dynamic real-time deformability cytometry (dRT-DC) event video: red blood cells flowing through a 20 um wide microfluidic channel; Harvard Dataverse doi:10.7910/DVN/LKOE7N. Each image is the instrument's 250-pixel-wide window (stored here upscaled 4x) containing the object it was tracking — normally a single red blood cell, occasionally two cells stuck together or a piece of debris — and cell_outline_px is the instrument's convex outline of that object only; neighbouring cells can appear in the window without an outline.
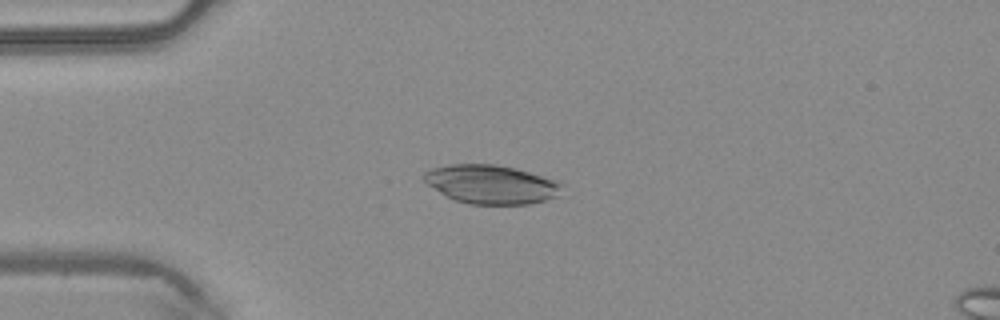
{"species": "common noctule bat (a hibernating species)", "species_latin": "Nyctalus noctula", "temperature_condition": "warm", "stored_images_in_passage": 45, "camera_frame_rate_fps": 3000, "um_per_image_px": 0.085, "animal": {"sex": "male", "body_mass_g": 20.4}, "frame": {"image": 1, "passage_image": 9, "time_ms": 2.667, "image_size_px": [1000, 320], "cell_outline_px": [[564, 184], [556, 196], [544, 200], [528, 204], [468, 204], [456, 200], [440, 192], [428, 184], [420, 176], [424, 172], [432, 168], [452, 164], [492, 164], [516, 168], [560, 180]], "centroid_in_image_um": [41.77, 15.65], "position_along_channel_um": 43.2, "area_um2": 31.21}}
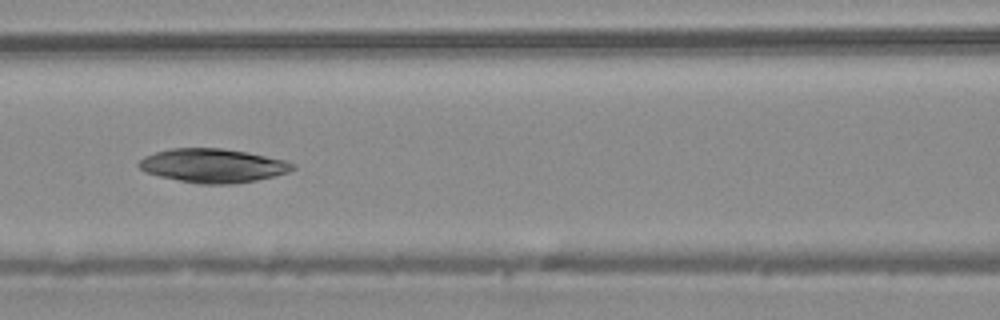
{"frame": {"image": 2, "passage_image": 18, "time_ms": 5.667, "image_size_px": [1000, 320], "cell_outline_px": [[296, 168], [288, 172], [256, 180], [232, 184], [200, 184], [160, 176], [144, 172], [136, 164], [144, 156], [156, 152], [172, 148], [224, 148], [248, 152], [284, 160], [296, 164]], "centroid_in_image_um": [18.09, 14.07], "position_along_channel_um": 148.5, "area_um2": 30.29}}
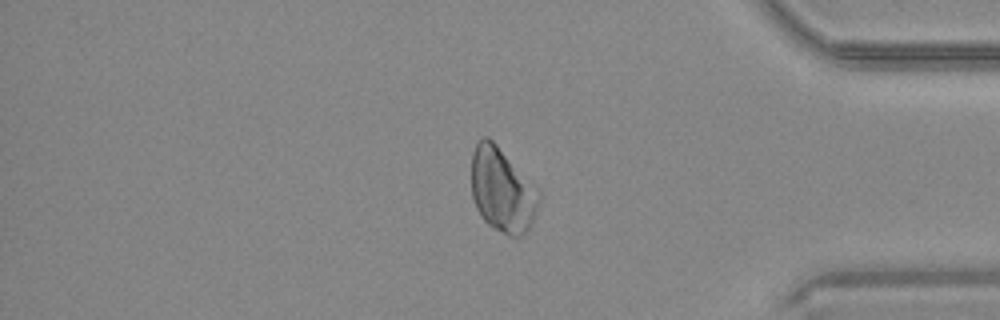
{"frame": {"image": 3, "passage_image": 37, "time_ms": 12.0, "image_size_px": [1000, 320], "cell_outline_px": [[540, 200], [532, 224], [520, 236], [508, 236], [488, 224], [480, 216], [476, 208], [472, 196], [472, 152], [476, 144], [484, 136], [488, 136], [496, 144], [540, 192]], "centroid_in_image_um": [42.67, 16.17], "position_along_channel_um": 392.5, "area_um2": 32.77}}